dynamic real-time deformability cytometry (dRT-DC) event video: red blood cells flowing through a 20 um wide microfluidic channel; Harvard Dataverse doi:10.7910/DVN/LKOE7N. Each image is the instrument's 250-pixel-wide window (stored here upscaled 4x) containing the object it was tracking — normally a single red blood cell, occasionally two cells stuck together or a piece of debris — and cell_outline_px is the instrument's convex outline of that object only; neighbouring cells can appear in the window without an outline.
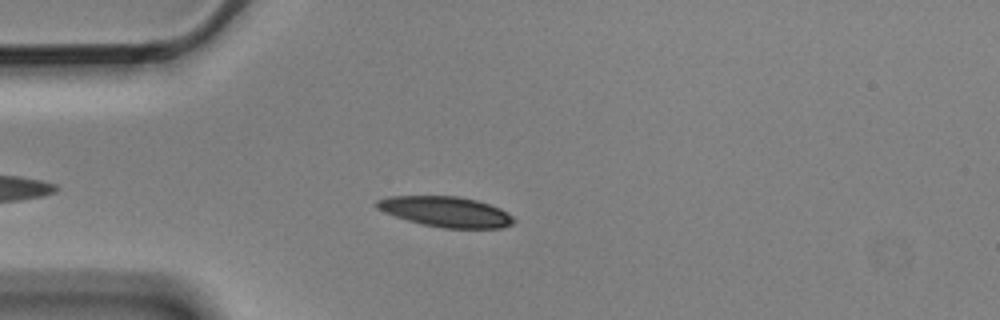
{"species": "Egyptian fruit bat (a non-hibernating species)", "species_latin": "Rousettus aegyptiacus", "temperature_condition": "cold", "stored_images_in_passage": 8, "camera_frame_rate_fps": 3000, "um_per_image_px": 0.085, "animal": {"sex": "male"}, "frame": {"image": 1, "passage_image": 4, "time_ms": 1.0, "image_size_px": [1000, 320], "cell_outline_px": [[516, 220], [512, 224], [504, 228], [444, 228], [420, 224], [384, 212], [376, 208], [376, 200], [388, 196], [456, 196], [476, 200], [500, 208], [512, 216]], "centroid_in_image_um": [37.9, 18.0], "position_along_channel_um": 47.1, "area_um2": 24.22}}
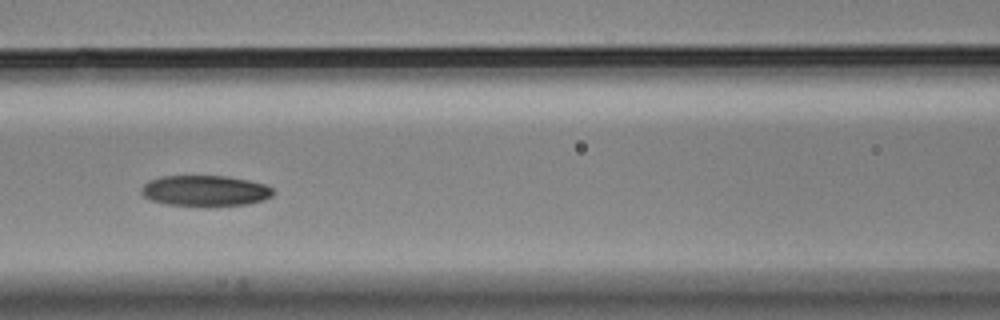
{"frame": {"image": 2, "passage_image": 7, "time_ms": 2.0, "image_size_px": [1000, 320], "cell_outline_px": [[276, 192], [272, 196], [264, 200], [248, 204], [204, 208], [168, 204], [148, 200], [140, 192], [140, 188], [148, 180], [164, 176], [224, 176], [248, 180], [264, 184], [272, 188]], "centroid_in_image_um": [17.43, 16.25], "position_along_channel_um": 149.2, "area_um2": 24.33}}
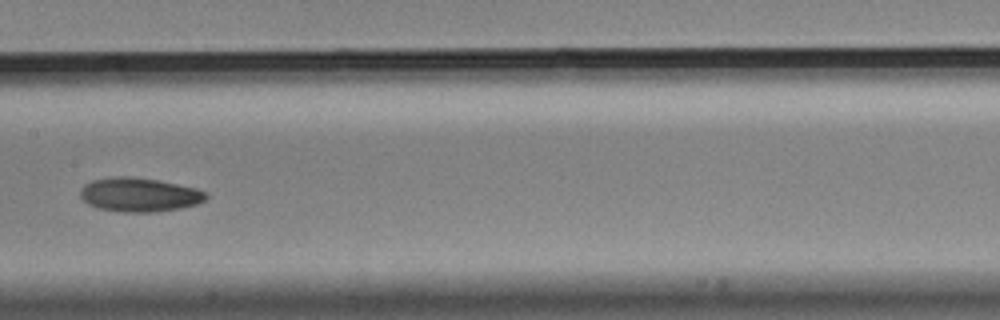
{"frame": {"image": 3, "passage_image": 8, "time_ms": 2.333, "image_size_px": [1000, 320], "cell_outline_px": [[208, 196], [204, 200], [196, 204], [180, 208], [156, 212], [120, 212], [96, 208], [88, 204], [80, 196], [80, 188], [84, 184], [92, 180], [120, 176], [128, 176], [156, 180], [196, 188], [204, 192]], "centroid_in_image_um": [11.79, 16.56], "position_along_channel_um": 195.6, "area_um2": 24.8}}